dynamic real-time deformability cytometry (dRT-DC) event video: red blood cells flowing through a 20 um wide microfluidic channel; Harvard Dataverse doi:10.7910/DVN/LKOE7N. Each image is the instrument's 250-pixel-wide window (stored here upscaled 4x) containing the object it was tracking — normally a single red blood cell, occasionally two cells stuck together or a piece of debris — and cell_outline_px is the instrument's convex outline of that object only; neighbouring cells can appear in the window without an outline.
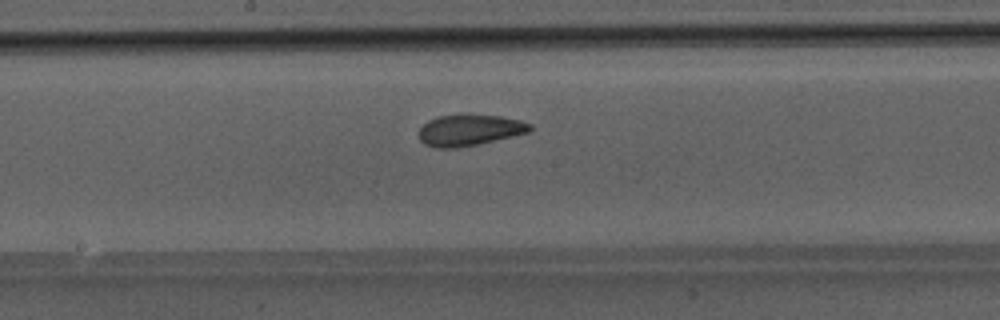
{"species": "Egyptian fruit bat (a non-hibernating species)", "species_latin": "Rousettus aegyptiacus", "temperature_condition": "room temperature", "stored_images_in_passage": 43, "camera_frame_rate_fps": 3000, "um_per_image_px": 0.085, "animal": {"sex": "male"}, "frame": {"image": 1, "passage_image": 20, "time_ms": 6.333, "image_size_px": [1000, 320], "cell_outline_px": [[532, 128], [528, 132], [476, 144], [456, 148], [432, 148], [424, 144], [420, 140], [420, 128], [428, 120], [440, 116], [500, 116], [520, 120], [532, 124]], "centroid_in_image_um": [39.88, 11.08], "position_along_channel_um": 208.3, "area_um2": 19.59}}
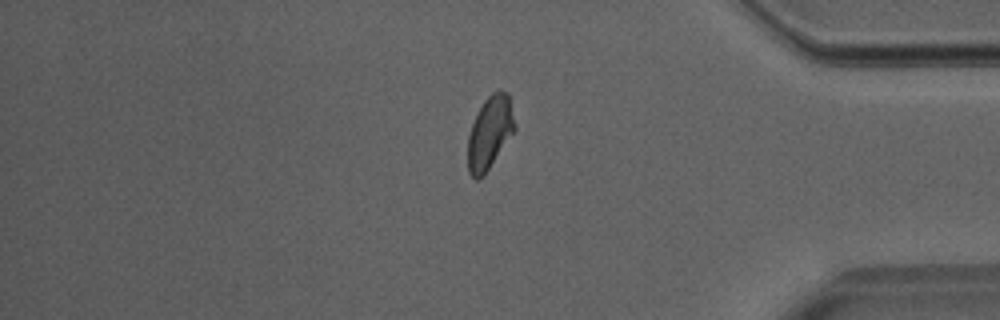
{"frame": {"image": 2, "passage_image": 35, "time_ms": 11.333, "image_size_px": [1000, 320], "cell_outline_px": [[516, 128], [484, 176], [476, 180], [468, 172], [468, 136], [472, 124], [484, 100], [492, 92], [500, 88], [508, 92], [516, 124]], "centroid_in_image_um": [41.64, 11.25], "position_along_channel_um": 393.6, "area_um2": 19.94}}
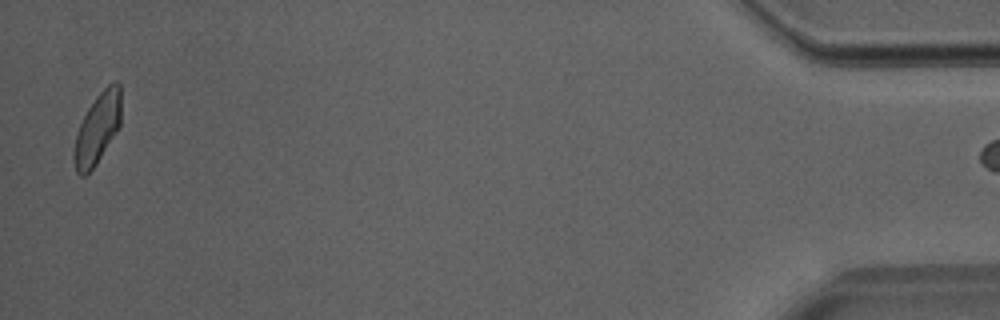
{"frame": {"image": 3, "passage_image": 42, "time_ms": 13.667, "image_size_px": [1000, 320], "cell_outline_px": [[120, 124], [96, 164], [84, 176], [80, 176], [76, 172], [72, 156], [72, 152], [76, 136], [80, 124], [88, 108], [96, 96], [108, 84], [116, 80], [120, 84]], "centroid_in_image_um": [8.26, 10.92], "position_along_channel_um": 426.9, "area_um2": 19.13}}